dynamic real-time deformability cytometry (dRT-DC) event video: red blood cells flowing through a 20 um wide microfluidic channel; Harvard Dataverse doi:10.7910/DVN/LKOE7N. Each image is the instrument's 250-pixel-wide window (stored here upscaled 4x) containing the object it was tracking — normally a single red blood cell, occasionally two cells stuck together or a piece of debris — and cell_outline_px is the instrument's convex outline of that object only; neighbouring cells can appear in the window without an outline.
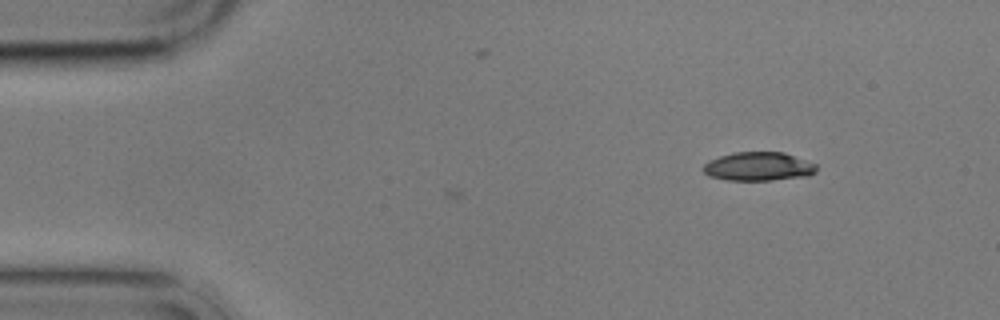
{"species": "common noctule bat (a hibernating species)", "species_latin": "Nyctalus noctula", "temperature_condition": "cold", "stored_images_in_passage": 3, "camera_frame_rate_fps": 3000, "um_per_image_px": 0.085, "animal": {"sex": "male", "body_mass_g": 17.9}, "frame": {"image": 1, "passage_image": 3, "time_ms": 2.333, "image_size_px": [1000, 320], "cell_outline_px": [[816, 172], [808, 176], [772, 180], [728, 180], [708, 176], [704, 172], [704, 164], [708, 160], [720, 156], [736, 152], [784, 152], [816, 164]], "centroid_in_image_um": [64.47, 14.15], "position_along_channel_um": 20.5, "area_um2": 18.9}}